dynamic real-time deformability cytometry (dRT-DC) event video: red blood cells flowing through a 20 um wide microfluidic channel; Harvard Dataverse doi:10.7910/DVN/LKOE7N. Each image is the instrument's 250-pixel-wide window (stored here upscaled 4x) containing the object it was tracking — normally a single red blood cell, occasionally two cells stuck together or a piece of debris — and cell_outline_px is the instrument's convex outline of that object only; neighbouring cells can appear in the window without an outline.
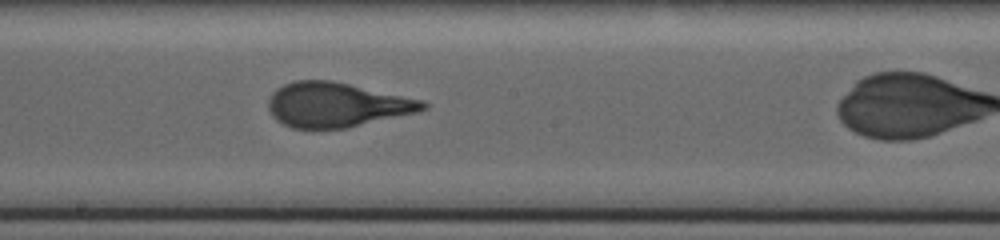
{"species": "human", "species_latin": "Homo sapiens", "temperature_condition": "warm", "stored_images_in_passage": 42, "camera_frame_rate_fps": 3000, "um_per_image_px": 0.085, "donor": {"sex": "male"}, "frame": {"image": 1, "passage_image": 24, "time_ms": 21.0, "image_size_px": [1000, 240], "cell_outline_px": [[428, 108], [416, 112], [348, 128], [292, 128], [276, 120], [272, 116], [268, 108], [268, 100], [272, 92], [276, 88], [284, 84], [296, 80], [332, 80], [424, 100], [428, 104]], "centroid_in_image_um": [28.6, 8.9], "position_along_channel_um": 219.6, "area_um2": 40.23}}
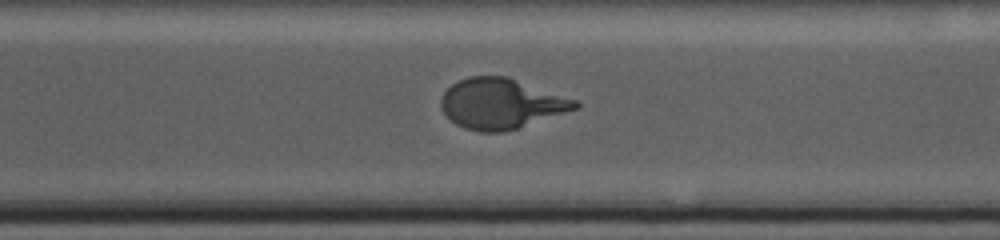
{"frame": {"image": 2, "passage_image": 36, "time_ms": 26.667, "image_size_px": [1000, 240], "cell_outline_px": [[580, 108], [504, 132], [480, 132], [464, 128], [456, 124], [440, 108], [440, 96], [452, 84], [468, 76], [508, 76], [576, 100], [580, 104]], "centroid_in_image_um": [42.58, 8.8], "position_along_channel_um": 328.0, "area_um2": 39.3}}
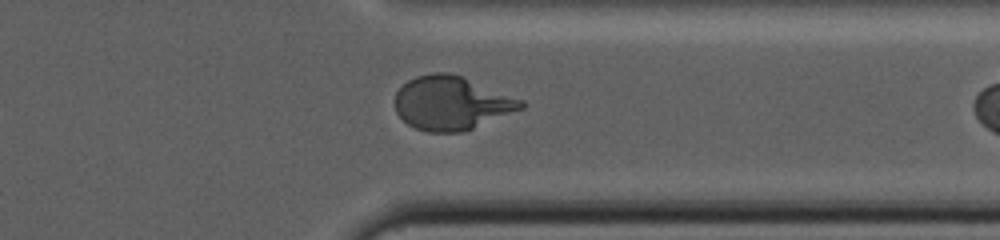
{"frame": {"image": 3, "passage_image": 41, "time_ms": 29.0, "image_size_px": [1000, 240], "cell_outline_px": [[524, 108], [464, 132], [428, 132], [416, 128], [408, 124], [396, 112], [396, 92], [408, 80], [416, 76], [432, 72], [448, 72], [460, 76], [524, 100]], "centroid_in_image_um": [38.38, 8.77], "position_along_channel_um": 373.0, "area_um2": 39.19}}